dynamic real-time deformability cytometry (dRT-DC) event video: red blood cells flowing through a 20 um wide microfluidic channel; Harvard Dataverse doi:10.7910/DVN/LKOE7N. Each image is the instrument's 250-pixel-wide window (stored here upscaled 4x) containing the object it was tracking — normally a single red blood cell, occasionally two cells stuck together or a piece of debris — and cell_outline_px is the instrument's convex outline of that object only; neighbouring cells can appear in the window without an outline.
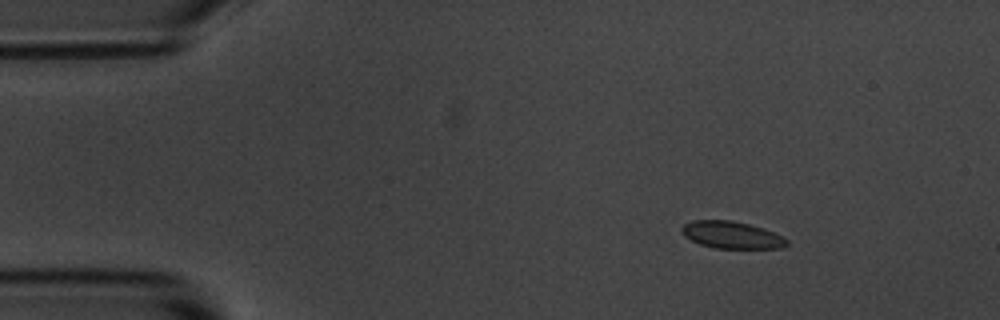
{"species": "common noctule bat (a hibernating species)", "species_latin": "Nyctalus noctula", "temperature_condition": "room temperature", "stored_images_in_passage": 5, "camera_frame_rate_fps": 3000, "um_per_image_px": 0.085, "animal": {"sex": "male", "body_mass_g": 20.1, "forearm_length_mm": 53.5}, "frame": {"image": 1, "passage_image": 2, "time_ms": 2.0, "image_size_px": [1000, 320], "cell_outline_px": [[788, 244], [780, 248], [716, 248], [700, 244], [684, 236], [680, 228], [684, 224], [692, 220], [732, 220], [764, 228], [788, 240]], "centroid_in_image_um": [62.16, 19.96], "position_along_channel_um": 22.8, "area_um2": 16.47}}